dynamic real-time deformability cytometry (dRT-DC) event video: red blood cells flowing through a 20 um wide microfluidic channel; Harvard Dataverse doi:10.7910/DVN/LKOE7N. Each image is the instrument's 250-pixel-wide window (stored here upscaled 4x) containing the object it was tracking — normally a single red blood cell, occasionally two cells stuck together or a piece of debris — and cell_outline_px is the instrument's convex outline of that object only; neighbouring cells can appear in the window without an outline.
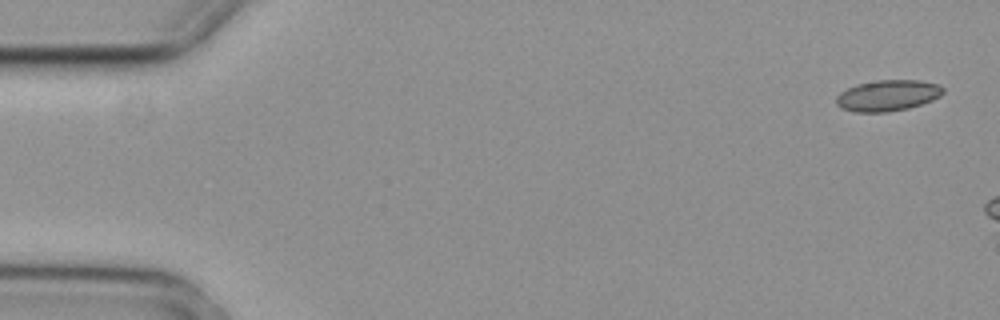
{"species": "common noctule bat (a hibernating species)", "species_latin": "Nyctalus noctula", "temperature_condition": "cold", "stored_images_in_passage": 3, "camera_frame_rate_fps": 3000, "um_per_image_px": 0.085, "animal": {"sex": "female", "body_mass_g": 29.2, "forearm_length_mm": 56.3}, "frame": {"image": 1, "passage_image": 1, "time_ms": 0.0, "image_size_px": [1000, 320], "cell_outline_px": [[944, 92], [940, 96], [932, 100], [908, 108], [888, 112], [856, 112], [840, 108], [836, 104], [836, 96], [840, 92], [856, 84], [876, 80], [920, 80], [936, 84], [944, 88]], "centroid_in_image_um": [75.43, 8.11], "position_along_channel_um": 9.6, "area_um2": 19.36}}